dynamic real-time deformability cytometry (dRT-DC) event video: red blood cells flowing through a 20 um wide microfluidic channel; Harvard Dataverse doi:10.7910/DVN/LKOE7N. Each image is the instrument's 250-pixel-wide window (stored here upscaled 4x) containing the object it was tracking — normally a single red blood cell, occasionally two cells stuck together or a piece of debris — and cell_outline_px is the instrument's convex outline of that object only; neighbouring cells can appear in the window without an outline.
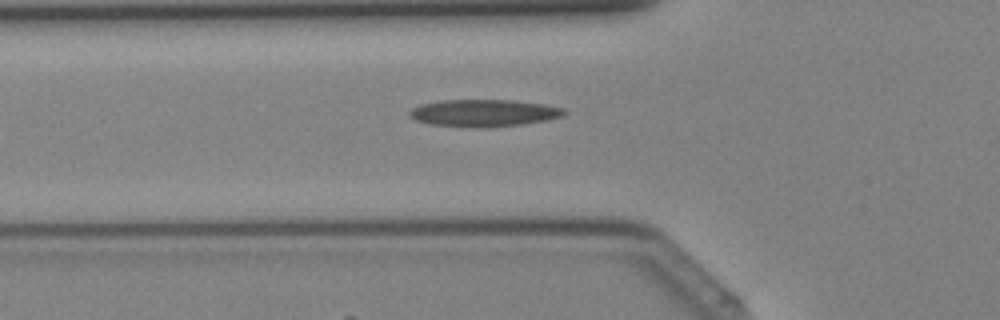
{"species": "Egyptian fruit bat (a non-hibernating species)", "species_latin": "Rousettus aegyptiacus", "temperature_condition": "cold", "stored_images_in_passage": 25, "camera_frame_rate_fps": 3000, "um_per_image_px": 0.085, "animal": {"sex": "female"}, "frame": {"image": 1, "passage_image": 4, "time_ms": 1.0, "image_size_px": [1000, 320], "cell_outline_px": [[568, 112], [564, 116], [548, 120], [524, 124], [484, 128], [468, 128], [428, 124], [416, 120], [408, 116], [408, 112], [412, 108], [420, 104], [440, 100], [508, 100], [544, 104], [564, 108]], "centroid_in_image_um": [41.11, 9.62], "position_along_channel_um": 84.7, "area_um2": 24.91}}
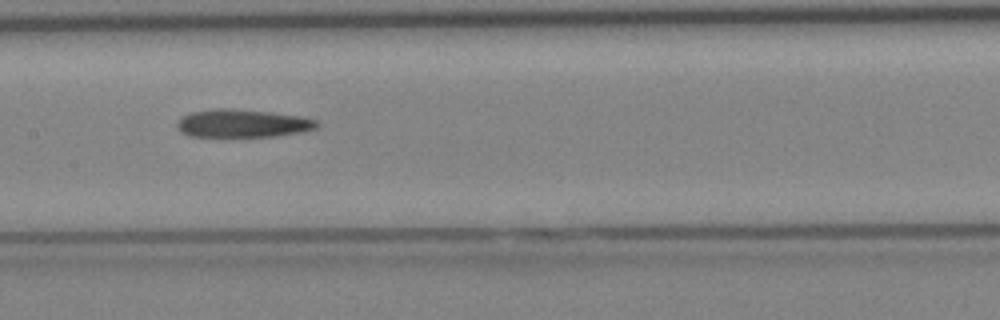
{"frame": {"image": 2, "passage_image": 10, "time_ms": 3.0, "image_size_px": [1000, 320], "cell_outline_px": [[320, 124], [316, 128], [304, 132], [276, 136], [188, 136], [180, 132], [176, 128], [176, 124], [184, 116], [192, 112], [212, 108], [232, 108], [268, 112], [300, 116], [320, 120]], "centroid_in_image_um": [20.65, 10.48], "position_along_channel_um": 186.8, "area_um2": 22.95}}
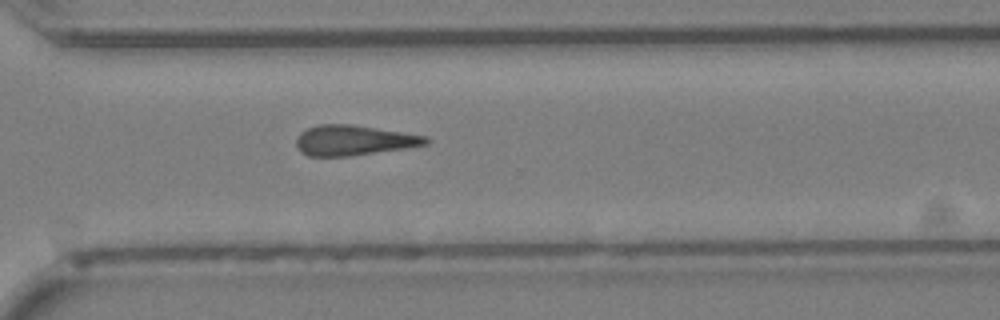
{"frame": {"image": 3, "passage_image": 19, "time_ms": 6.0, "image_size_px": [1000, 320], "cell_outline_px": [[432, 140], [428, 144], [404, 148], [348, 156], [308, 156], [300, 152], [296, 144], [296, 140], [300, 132], [308, 128], [320, 124], [352, 124], [428, 136]], "centroid_in_image_um": [30.08, 11.92], "position_along_channel_um": 340.5, "area_um2": 22.77}}